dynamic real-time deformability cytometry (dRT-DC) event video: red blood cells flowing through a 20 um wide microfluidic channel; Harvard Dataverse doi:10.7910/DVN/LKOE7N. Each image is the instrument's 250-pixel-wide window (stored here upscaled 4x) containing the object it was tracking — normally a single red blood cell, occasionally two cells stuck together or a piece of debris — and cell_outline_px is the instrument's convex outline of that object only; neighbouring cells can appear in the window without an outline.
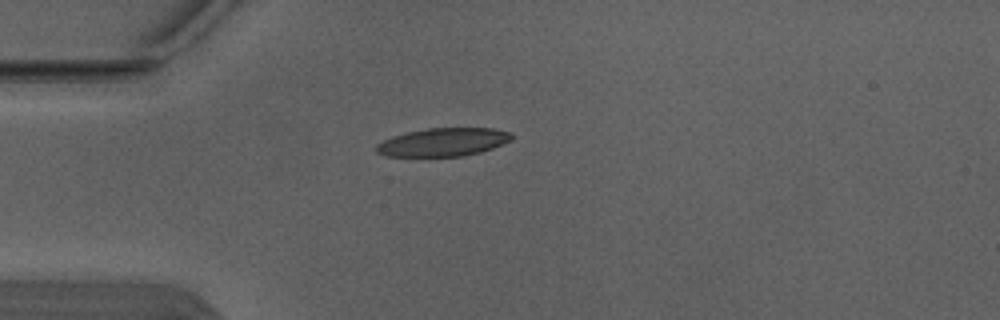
{"species": "Egyptian fruit bat (a non-hibernating species)", "species_latin": "Rousettus aegyptiacus", "temperature_condition": "warm", "stored_images_in_passage": 2, "camera_frame_rate_fps": 3000, "um_per_image_px": 0.085, "animal": {"sex": "male"}, "frame": {"image": 1, "passage_image": 1, "time_ms": 0.0, "image_size_px": [1000, 320], "cell_outline_px": [[512, 140], [492, 148], [480, 152], [464, 156], [384, 156], [376, 152], [376, 144], [392, 136], [408, 132], [428, 128], [492, 128], [512, 132]], "centroid_in_image_um": [37.67, 12.08], "position_along_channel_um": 47.3, "area_um2": 22.25}}